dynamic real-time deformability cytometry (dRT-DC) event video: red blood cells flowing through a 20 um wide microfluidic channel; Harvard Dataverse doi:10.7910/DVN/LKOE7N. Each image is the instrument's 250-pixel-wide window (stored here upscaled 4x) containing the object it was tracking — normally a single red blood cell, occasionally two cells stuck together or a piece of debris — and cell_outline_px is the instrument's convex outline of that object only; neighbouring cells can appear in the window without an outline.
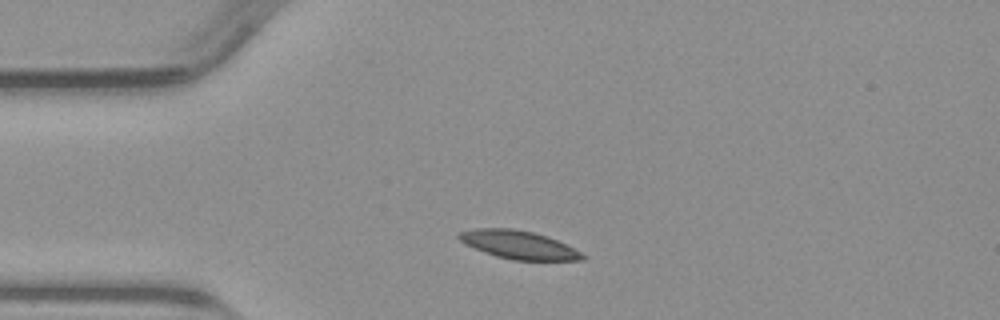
{"species": "common noctule bat (a hibernating species)", "species_latin": "Nyctalus noctula", "temperature_condition": "warm", "stored_images_in_passage": 32, "camera_frame_rate_fps": 3000, "um_per_image_px": 0.085, "animal": {"sex": "male", "body_mass_g": 23.1, "forearm_length_mm": 52.7}, "frame": {"image": 1, "passage_image": 1, "time_ms": 0.0, "image_size_px": [1000, 320], "cell_outline_px": [[588, 256], [584, 260], [512, 260], [496, 256], [484, 252], [464, 244], [456, 236], [460, 232], [476, 228], [512, 228], [532, 232], [548, 236]], "centroid_in_image_um": [44.06, 20.81], "position_along_channel_um": 40.9, "area_um2": 20.23}}
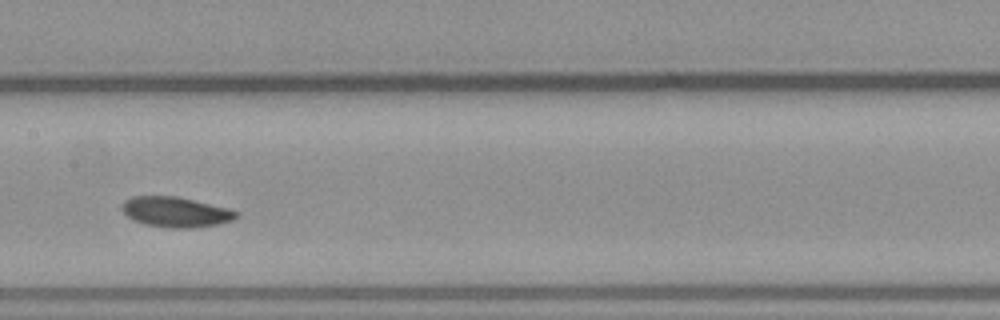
{"frame": {"image": 2, "passage_image": 14, "time_ms": 4.333, "image_size_px": [1000, 320], "cell_outline_px": [[240, 212], [232, 220], [220, 224], [192, 228], [172, 228], [144, 224], [132, 220], [120, 208], [124, 200], [132, 196], [176, 196], [232, 208]], "centroid_in_image_um": [14.95, 18.01], "position_along_channel_um": 192.4, "area_um2": 20.4}}
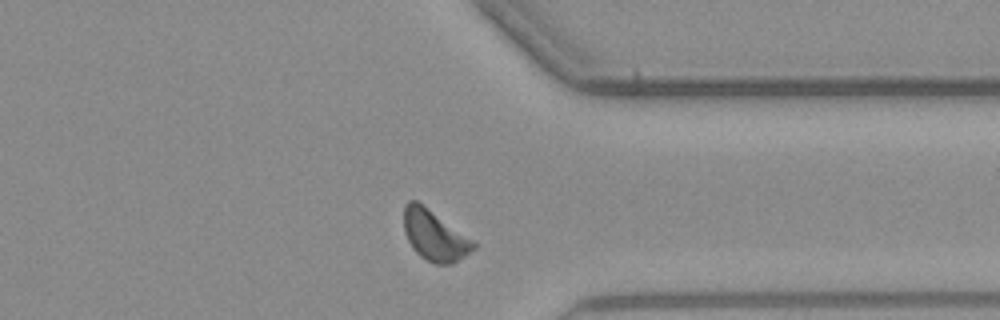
{"frame": {"image": 3, "passage_image": 28, "time_ms": 9.0, "image_size_px": [1000, 320], "cell_outline_px": [[476, 248], [452, 264], [436, 264], [420, 256], [412, 248], [404, 232], [404, 204], [408, 200], [416, 200], [476, 240]], "centroid_in_image_um": [36.96, 20.0], "position_along_channel_um": 374.4, "area_um2": 20.63}}